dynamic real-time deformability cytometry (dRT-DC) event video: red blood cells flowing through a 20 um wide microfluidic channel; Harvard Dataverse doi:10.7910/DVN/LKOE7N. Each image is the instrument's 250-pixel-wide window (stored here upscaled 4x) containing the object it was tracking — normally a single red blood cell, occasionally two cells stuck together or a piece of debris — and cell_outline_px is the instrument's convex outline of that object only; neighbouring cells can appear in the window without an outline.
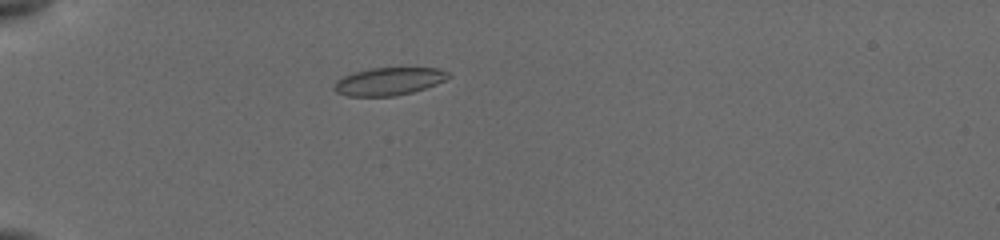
{"species": "common noctule bat (a hibernating species)", "species_latin": "Nyctalus noctula", "temperature_condition": "cold", "stored_images_in_passage": 30, "camera_frame_rate_fps": 3000, "um_per_image_px": 0.085, "animal": {"sex": "female", "body_mass_g": 19.5, "forearm_length_mm": 54.1}, "frame": {"image": 1, "passage_image": 10, "time_ms": 4.0, "image_size_px": [1000, 240], "cell_outline_px": [[452, 76], [436, 84], [412, 92], [396, 96], [348, 96], [336, 92], [332, 88], [336, 80], [352, 72], [372, 68], [440, 68], [448, 72]], "centroid_in_image_um": [33.03, 6.91], "position_along_channel_um": 52.0, "area_um2": 18.5}}
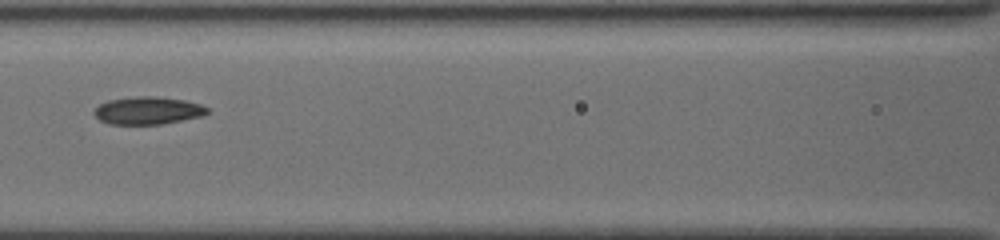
{"frame": {"image": 2, "passage_image": 25, "time_ms": 7.333, "image_size_px": [1000, 240], "cell_outline_px": [[208, 112], [204, 116], [160, 124], [108, 124], [100, 120], [92, 112], [100, 104], [108, 100], [136, 96], [156, 96], [184, 100], [200, 104], [208, 108]], "centroid_in_image_um": [12.57, 9.39], "position_along_channel_um": 154.0, "area_um2": 18.21}}
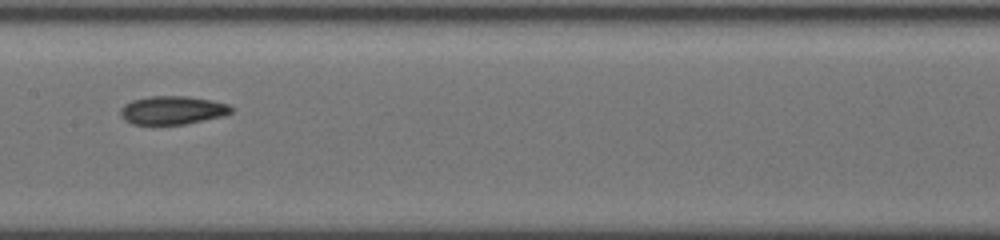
{"frame": {"image": 3, "passage_image": 29, "time_ms": 8.333, "image_size_px": [1000, 240], "cell_outline_px": [[236, 108], [232, 112], [224, 116], [184, 124], [132, 124], [124, 120], [120, 116], [120, 108], [124, 104], [132, 100], [148, 96], [188, 96], [212, 100], [228, 104]], "centroid_in_image_um": [14.67, 9.36], "position_along_channel_um": 192.7, "area_um2": 18.55}}